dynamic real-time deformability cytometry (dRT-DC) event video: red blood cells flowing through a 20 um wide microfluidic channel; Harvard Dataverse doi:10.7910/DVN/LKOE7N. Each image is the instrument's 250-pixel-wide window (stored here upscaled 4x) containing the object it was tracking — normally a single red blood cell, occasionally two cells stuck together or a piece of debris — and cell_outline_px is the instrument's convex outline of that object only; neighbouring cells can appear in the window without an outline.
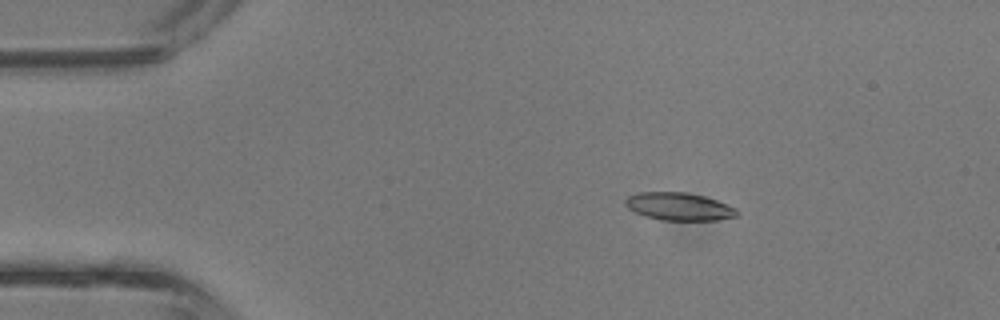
{"species": "common noctule bat (a hibernating species)", "species_latin": "Nyctalus noctula", "temperature_condition": "room temperature", "stored_images_in_passage": 2, "camera_frame_rate_fps": 3000, "um_per_image_px": 0.085, "animal": {"sex": "male", "body_mass_g": 13.3}, "frame": {"image": 1, "passage_image": 1, "time_ms": 0.0, "image_size_px": [1000, 320], "cell_outline_px": [[740, 212], [736, 216], [716, 220], [660, 220], [644, 216], [628, 208], [624, 204], [624, 200], [628, 196], [636, 192], [684, 192], [704, 196], [716, 200], [736, 208]], "centroid_in_image_um": [57.69, 17.55], "position_along_channel_um": 27.3, "area_um2": 18.09}}